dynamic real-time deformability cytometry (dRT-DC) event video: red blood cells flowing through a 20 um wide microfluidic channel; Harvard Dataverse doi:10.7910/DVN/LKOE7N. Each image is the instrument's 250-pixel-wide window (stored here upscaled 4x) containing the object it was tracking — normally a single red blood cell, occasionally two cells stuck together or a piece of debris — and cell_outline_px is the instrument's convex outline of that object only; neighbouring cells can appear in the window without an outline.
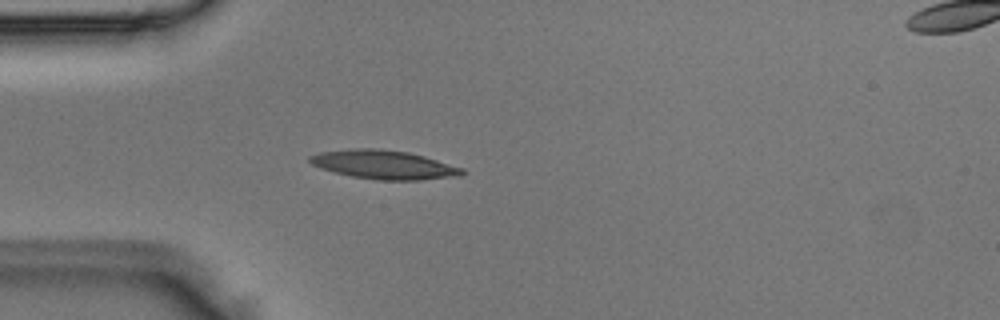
{"species": "Egyptian fruit bat (a non-hibernating species)", "species_latin": "Rousettus aegyptiacus", "temperature_condition": "room temperature", "stored_images_in_passage": 3, "segment_of_instrument_passage": [1, 2], "camera_frame_rate_fps": 3000, "um_per_image_px": 0.085, "animal": {"sex": "male"}, "frame": {"image": 1, "passage_image": 2, "time_ms": 0.333, "image_size_px": [1000, 320], "cell_outline_px": [[468, 172], [460, 176], [420, 180], [376, 180], [352, 176], [320, 168], [312, 164], [308, 160], [308, 156], [320, 152], [356, 148], [376, 148], [408, 152], [424, 156], [464, 168]], "centroid_in_image_um": [32.67, 14.0], "position_along_channel_um": 52.3, "area_um2": 25.66}}